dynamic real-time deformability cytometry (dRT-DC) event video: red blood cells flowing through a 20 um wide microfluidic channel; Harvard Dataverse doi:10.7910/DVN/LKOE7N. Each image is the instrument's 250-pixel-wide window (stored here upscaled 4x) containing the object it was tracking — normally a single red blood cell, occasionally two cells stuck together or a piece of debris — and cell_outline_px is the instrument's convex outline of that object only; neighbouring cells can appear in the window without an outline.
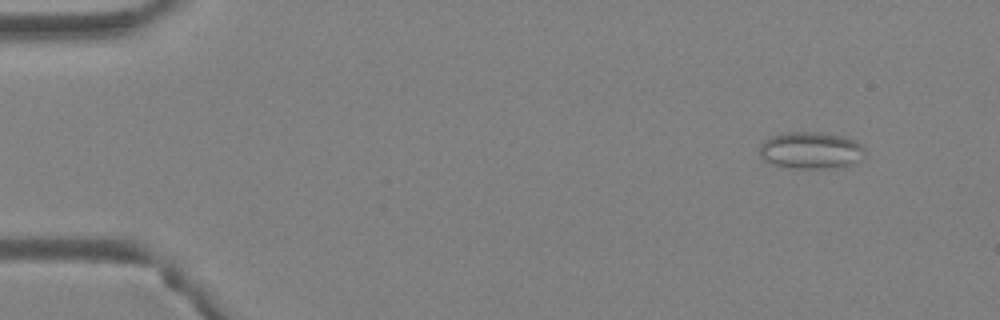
{"species": "Egyptian fruit bat (a non-hibernating species)", "species_latin": "Rousettus aegyptiacus", "temperature_condition": "warm", "stored_images_in_passage": 4, "camera_frame_rate_fps": 3000, "um_per_image_px": 0.085, "animal": {"sex": "female"}, "frame": {"image": 1, "passage_image": 1, "time_ms": 0.0, "image_size_px": [1000, 320], "cell_outline_px": [[864, 156], [844, 168], [792, 168], [776, 164], [764, 160], [760, 156], [760, 144], [764, 140], [772, 136], [788, 132], [820, 132], [844, 136], [860, 144], [864, 148]], "centroid_in_image_um": [68.93, 12.78], "position_along_channel_um": 16.1, "area_um2": 22.6}}